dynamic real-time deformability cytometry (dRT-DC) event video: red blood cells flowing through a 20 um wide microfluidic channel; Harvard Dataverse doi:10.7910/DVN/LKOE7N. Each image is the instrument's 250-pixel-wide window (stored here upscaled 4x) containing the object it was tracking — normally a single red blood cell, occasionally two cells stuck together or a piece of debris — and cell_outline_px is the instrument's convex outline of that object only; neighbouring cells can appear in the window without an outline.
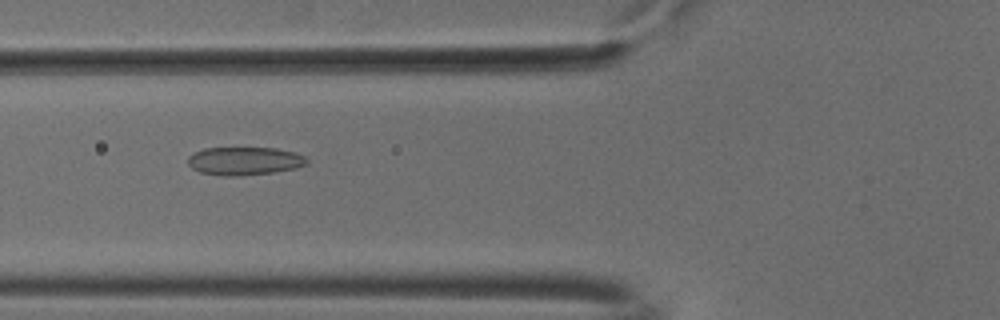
{"species": "common noctule bat (a hibernating species)", "species_latin": "Nyctalus noctula", "temperature_condition": "cold", "stored_images_in_passage": 42, "camera_frame_rate_fps": 3000, "um_per_image_px": 0.085, "animal": {"sex": "male", "body_mass_g": 18.8}, "frame": {"image": 1, "passage_image": 9, "time_ms": 2.667, "image_size_px": [1000, 320], "cell_outline_px": [[308, 164], [296, 168], [272, 172], [240, 176], [220, 176], [200, 172], [192, 168], [188, 164], [188, 156], [192, 152], [204, 148], [276, 148], [296, 152], [304, 156], [308, 160]], "centroid_in_image_um": [20.76, 13.68], "position_along_channel_um": 105.0, "area_um2": 19.71}}
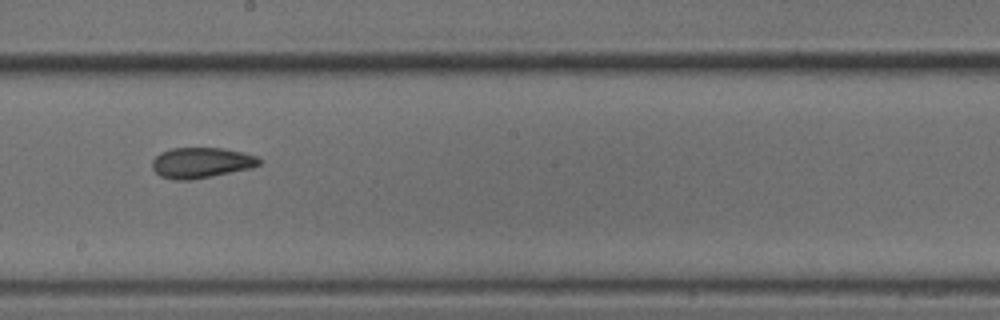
{"frame": {"image": 2, "passage_image": 19, "time_ms": 6.0, "image_size_px": [1000, 320], "cell_outline_px": [[264, 160], [260, 164], [252, 168], [212, 176], [188, 180], [176, 180], [160, 176], [152, 168], [152, 160], [160, 152], [172, 148], [224, 148], [256, 156]], "centroid_in_image_um": [17.11, 13.83], "position_along_channel_um": 231.1, "area_um2": 19.07}}
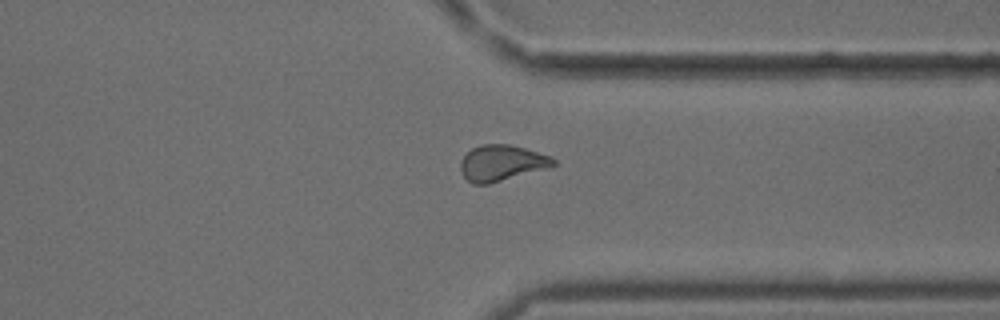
{"frame": {"image": 3, "passage_image": 30, "time_ms": 9.667, "image_size_px": [1000, 320], "cell_outline_px": [[556, 164], [544, 168], [488, 184], [472, 184], [464, 176], [460, 168], [460, 160], [472, 148], [480, 144], [508, 144], [524, 148], [548, 156], [556, 160]], "centroid_in_image_um": [42.57, 13.84], "position_along_channel_um": 368.8, "area_um2": 18.96}, "authors_computed_cell_mechanics": {"area_um2": 19.1029, "velocity_mm_per_s": 3.7631, "shape_relaxation_time_tau1_ms": null, "shape_relaxation_time_tau2_ms": 2.5441, "deformation_change_tau1": null, "deformation_change_tau2": 0.0852}}